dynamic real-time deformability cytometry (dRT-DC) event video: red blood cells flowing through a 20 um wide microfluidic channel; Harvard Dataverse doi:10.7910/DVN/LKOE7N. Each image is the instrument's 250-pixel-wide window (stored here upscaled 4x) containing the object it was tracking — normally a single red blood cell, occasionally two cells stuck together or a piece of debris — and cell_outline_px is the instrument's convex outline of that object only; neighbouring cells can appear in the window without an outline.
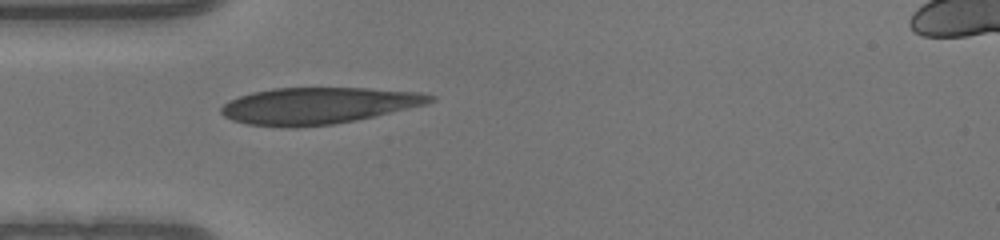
{"species": "human", "species_latin": "Homo sapiens", "temperature_condition": "warm", "stored_images_in_passage": 36, "camera_frame_rate_fps": 3000, "um_per_image_px": 0.085, "donor": {"sex": "male"}, "frame": {"image": 1, "passage_image": 1, "time_ms": 0.0, "image_size_px": [1000, 240], "cell_outline_px": [[436, 100], [428, 104], [376, 116], [356, 120], [332, 124], [296, 128], [288, 128], [248, 124], [232, 120], [224, 116], [220, 112], [220, 108], [228, 100], [252, 92], [272, 88], [368, 88], [420, 92], [436, 96]], "centroid_in_image_um": [27.07, 8.98], "position_along_channel_um": 57.9, "area_um2": 44.85}}
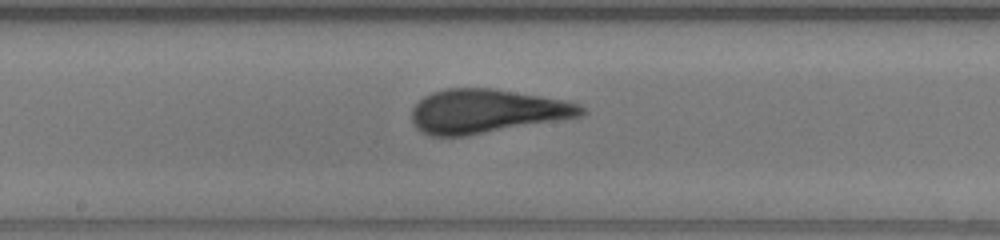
{"frame": {"image": 2, "passage_image": 12, "time_ms": 3.667, "image_size_px": [1000, 240], "cell_outline_px": [[588, 112], [584, 116], [464, 136], [428, 136], [420, 132], [412, 124], [412, 108], [424, 96], [432, 92], [444, 88], [492, 88], [568, 100], [580, 104]], "centroid_in_image_um": [41.37, 9.45], "position_along_channel_um": 206.8, "area_um2": 43.75}}
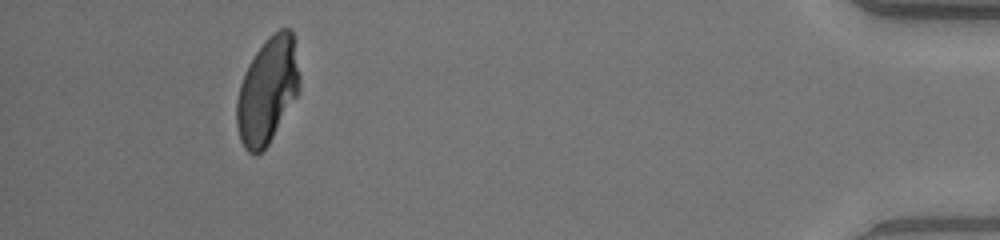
{"frame": {"image": 3, "passage_image": 32, "time_ms": 10.333, "image_size_px": [1000, 240], "cell_outline_px": [[300, 92], [268, 144], [256, 156], [252, 156], [244, 148], [240, 140], [236, 124], [236, 100], [240, 84], [248, 64], [264, 40], [268, 36], [280, 28], [288, 28], [292, 32], [300, 72]], "centroid_in_image_um": [22.73, 7.71], "position_along_channel_um": 412.5, "area_um2": 39.25}}